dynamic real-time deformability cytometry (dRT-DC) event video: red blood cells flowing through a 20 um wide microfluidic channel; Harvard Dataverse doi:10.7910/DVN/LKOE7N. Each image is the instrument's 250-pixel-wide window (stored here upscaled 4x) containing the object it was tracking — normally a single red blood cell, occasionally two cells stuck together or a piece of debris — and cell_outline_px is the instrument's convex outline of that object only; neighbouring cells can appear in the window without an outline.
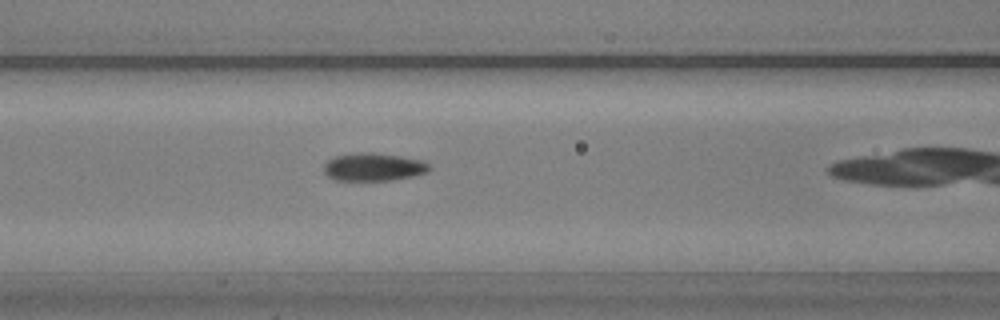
{"species": "common noctule bat (a hibernating species)", "species_latin": "Nyctalus noctula", "temperature_condition": "warm", "stored_images_in_passage": 30, "camera_frame_rate_fps": 3000, "um_per_image_px": 0.085, "animal": {"sex": "male", "body_mass_g": 20.5, "forearm_length_mm": 52.5}, "frame": {"image": 1, "passage_image": 9, "time_ms": 2.667, "image_size_px": [1000, 320], "cell_outline_px": [[432, 168], [428, 172], [412, 176], [392, 180], [336, 180], [328, 176], [324, 172], [324, 164], [328, 160], [336, 156], [356, 152], [376, 152], [400, 156], [420, 160], [428, 164]], "centroid_in_image_um": [31.74, 14.18], "position_along_channel_um": 134.9, "area_um2": 17.17}}
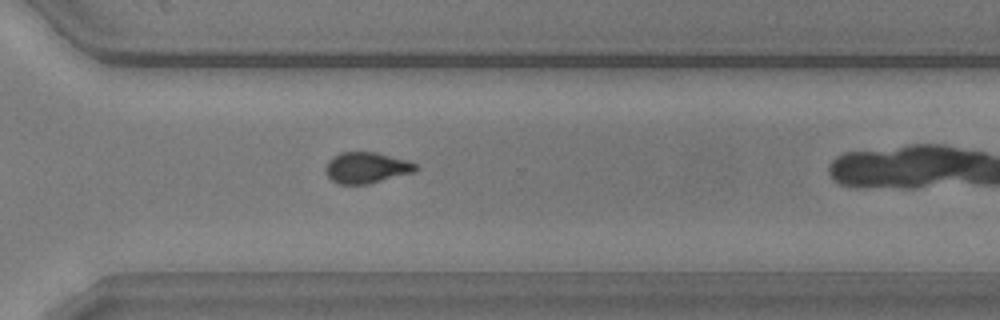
{"frame": {"image": 2, "passage_image": 26, "time_ms": 8.333, "image_size_px": [1000, 320], "cell_outline_px": [[420, 168], [416, 172], [368, 184], [336, 184], [324, 172], [324, 168], [328, 160], [332, 156], [340, 152], [376, 152], [408, 160], [416, 164]], "centroid_in_image_um": [31.15, 14.25], "position_along_channel_um": 339.4, "area_um2": 16.65}}